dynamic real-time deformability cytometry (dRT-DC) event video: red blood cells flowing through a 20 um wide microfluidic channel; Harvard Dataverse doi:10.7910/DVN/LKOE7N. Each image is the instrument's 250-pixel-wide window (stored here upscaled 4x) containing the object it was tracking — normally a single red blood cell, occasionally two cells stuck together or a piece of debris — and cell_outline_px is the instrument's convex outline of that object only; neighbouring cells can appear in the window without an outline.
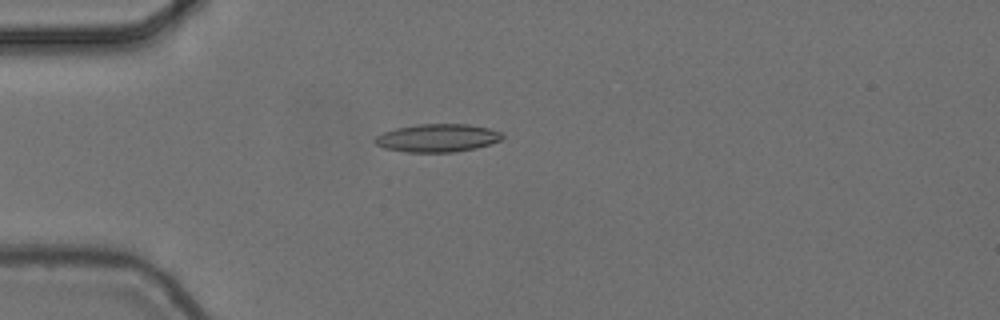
{"species": "common noctule bat (a hibernating species)", "species_latin": "Nyctalus noctula", "temperature_condition": "cold", "stored_images_in_passage": 55, "camera_frame_rate_fps": 3000, "um_per_image_px": 0.085, "animal": {"sex": "female", "body_mass_g": 24.6, "forearm_length_mm": 56.2}, "frame": {"image": 1, "passage_image": 15, "time_ms": 4.667, "image_size_px": [1000, 320], "cell_outline_px": [[504, 136], [500, 140], [476, 148], [456, 152], [404, 152], [384, 148], [376, 144], [372, 140], [376, 136], [384, 132], [396, 128], [416, 124], [468, 124], [488, 128], [500, 132]], "centroid_in_image_um": [37.15, 11.73], "position_along_channel_um": 47.9, "area_um2": 20.81}}
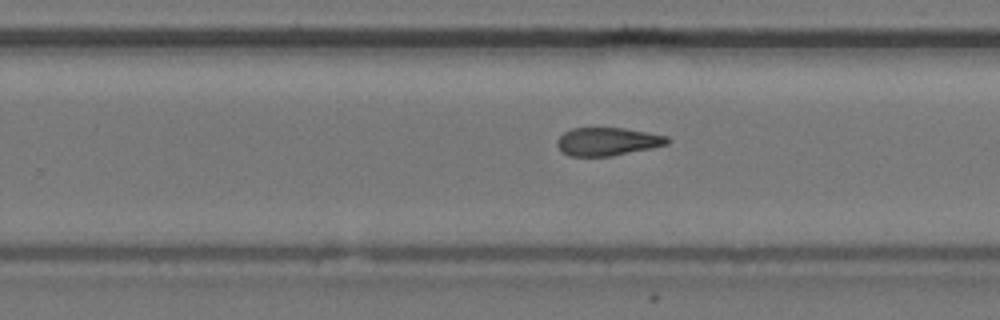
{"frame": {"image": 2, "passage_image": 35, "time_ms": 11.333, "image_size_px": [1000, 320], "cell_outline_px": [[672, 140], [668, 144], [652, 148], [612, 156], [568, 156], [556, 144], [556, 140], [564, 132], [572, 128], [624, 128], [648, 132], [668, 136]], "centroid_in_image_um": [51.67, 12.03], "position_along_channel_um": 278.1, "area_um2": 18.15}}
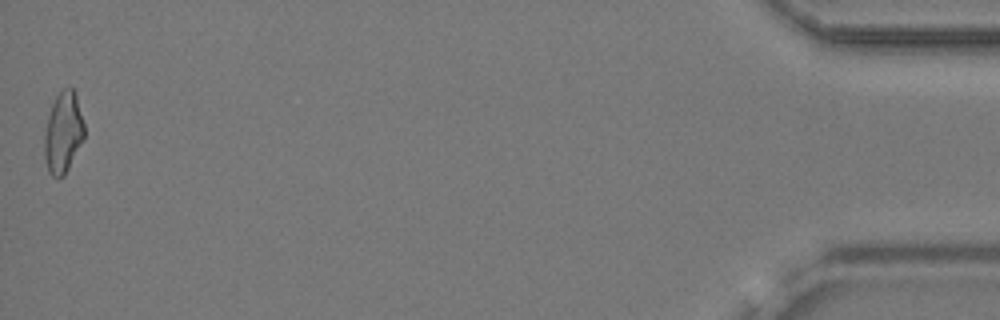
{"frame": {"image": 3, "passage_image": 55, "time_ms": 18.0, "image_size_px": [1000, 320], "cell_outline_px": [[84, 136], [64, 176], [52, 176], [48, 172], [44, 156], [44, 132], [48, 116], [52, 104], [56, 96], [64, 88], [72, 88], [76, 92], [84, 124]], "centroid_in_image_um": [5.35, 11.25], "position_along_channel_um": 429.8, "area_um2": 18.67}, "authors_computed_cell_mechanics": {"area_um2": 19.1318, "velocity_mm_per_s": 3.7056, "shape_relaxation_time_tau1_ms": null, "shape_relaxation_time_tau2_ms": 4.0709, "deformation_change_tau1": null, "deformation_change_tau2": 0.1278}}